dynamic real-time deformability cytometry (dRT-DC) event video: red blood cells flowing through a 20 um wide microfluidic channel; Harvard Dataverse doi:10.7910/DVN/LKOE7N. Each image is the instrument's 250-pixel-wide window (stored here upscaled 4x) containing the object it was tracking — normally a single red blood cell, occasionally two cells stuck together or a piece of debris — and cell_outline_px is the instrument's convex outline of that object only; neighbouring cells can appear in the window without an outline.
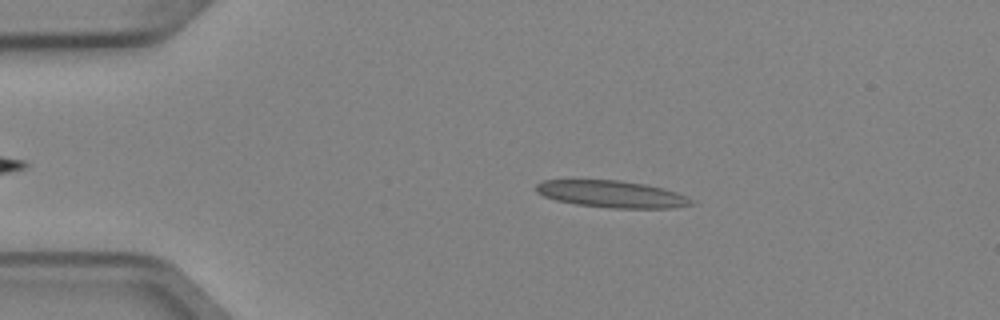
{"species": "Egyptian fruit bat (a non-hibernating species)", "species_latin": "Rousettus aegyptiacus", "temperature_condition": "cold", "stored_images_in_passage": 5, "camera_frame_rate_fps": 3000, "um_per_image_px": 0.085, "animal": {"sex": "female"}, "frame": {"image": 1, "passage_image": 2, "time_ms": 0.333, "image_size_px": [1000, 320], "cell_outline_px": [[696, 204], [672, 208], [612, 208], [576, 204], [556, 200], [544, 196], [536, 192], [536, 184], [544, 180], [620, 180], [644, 184], [664, 188], [688, 196]], "centroid_in_image_um": [52.03, 16.5], "position_along_channel_um": 33.0, "area_um2": 24.39}}
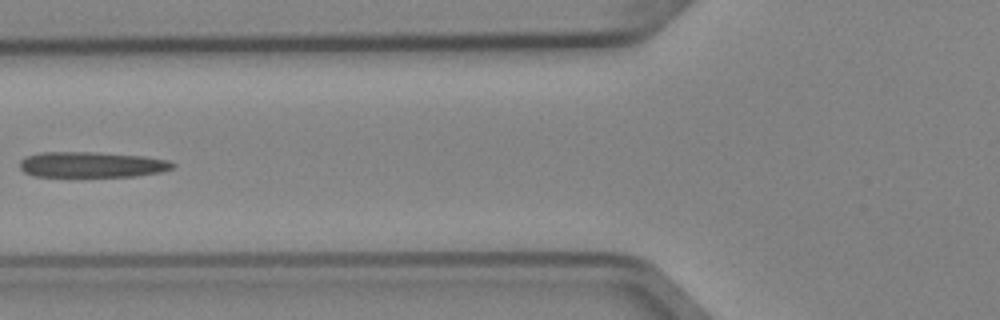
{"frame": {"image": 2, "passage_image": 4, "time_ms": 1.0, "image_size_px": [1000, 320], "cell_outline_px": [[176, 164], [172, 168], [160, 172], [136, 176], [32, 176], [24, 172], [20, 168], [20, 160], [24, 156], [40, 152], [92, 152], [144, 156], [168, 160]], "centroid_in_image_um": [7.76, 13.99], "position_along_channel_um": 118.0, "area_um2": 22.83}}
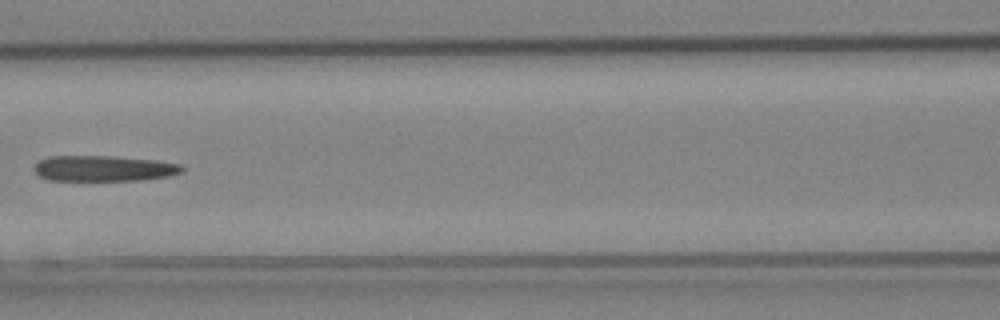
{"frame": {"image": 3, "passage_image": 5, "time_ms": 1.333, "image_size_px": [1000, 320], "cell_outline_px": [[184, 172], [168, 176], [144, 180], [48, 180], [40, 176], [32, 168], [40, 160], [48, 156], [112, 156], [156, 160], [180, 164], [184, 168]], "centroid_in_image_um": [8.84, 14.31], "position_along_channel_um": 157.8, "area_um2": 22.2}}